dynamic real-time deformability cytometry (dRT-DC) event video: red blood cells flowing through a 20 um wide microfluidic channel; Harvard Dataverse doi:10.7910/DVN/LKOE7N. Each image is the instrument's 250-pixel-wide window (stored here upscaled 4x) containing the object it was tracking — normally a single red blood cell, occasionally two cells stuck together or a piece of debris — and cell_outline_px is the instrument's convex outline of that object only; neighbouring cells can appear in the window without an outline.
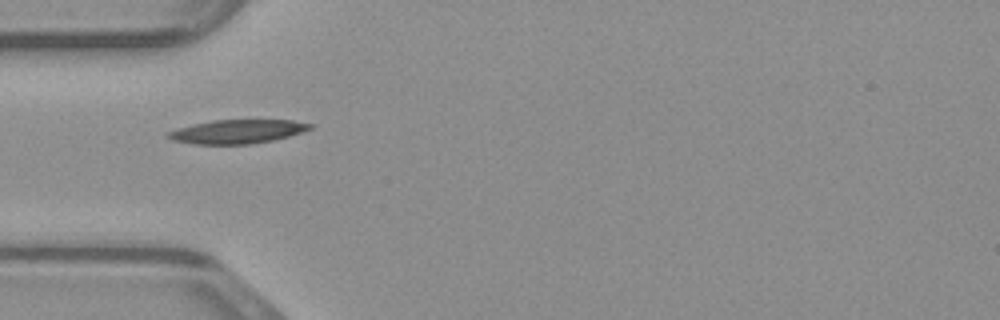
{"species": "common noctule bat (a hibernating species)", "species_latin": "Nyctalus noctula", "temperature_condition": "warm", "stored_images_in_passage": 26, "camera_frame_rate_fps": 3000, "um_per_image_px": 0.085, "animal": {"sex": "male", "body_mass_g": 23.1, "forearm_length_mm": 52.7}, "frame": {"image": 1, "passage_image": 1, "time_ms": 0.0, "image_size_px": [1000, 320], "cell_outline_px": [[316, 124], [312, 128], [288, 136], [272, 140], [248, 144], [196, 144], [172, 140], [164, 136], [168, 132], [176, 128], [192, 124], [212, 120], [292, 120]], "centroid_in_image_um": [20.14, 11.17], "position_along_channel_um": 64.9, "area_um2": 19.71}}
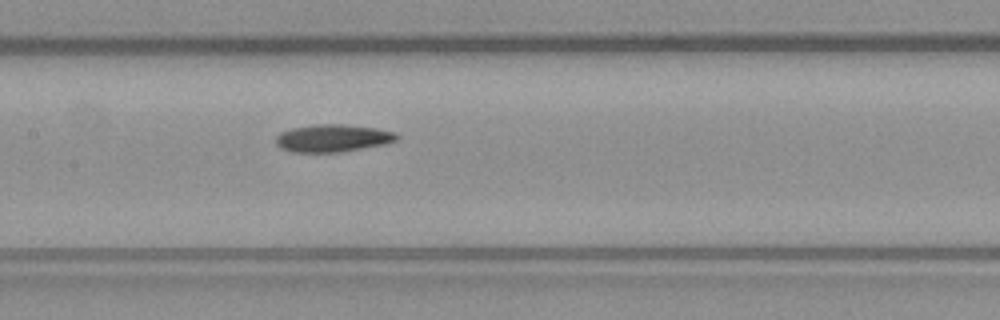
{"frame": {"image": 2, "passage_image": 9, "time_ms": 2.667, "image_size_px": [1000, 320], "cell_outline_px": [[400, 136], [396, 140], [388, 144], [344, 152], [292, 152], [280, 148], [276, 144], [276, 136], [280, 132], [292, 128], [316, 124], [340, 124], [376, 128], [396, 132]], "centroid_in_image_um": [28.31, 11.75], "position_along_channel_um": 179.1, "area_um2": 19.65}}
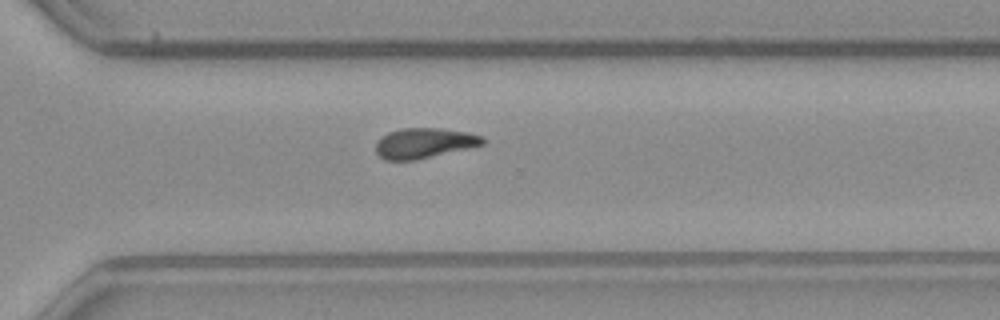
{"frame": {"image": 3, "passage_image": 20, "time_ms": 6.333, "image_size_px": [1000, 320], "cell_outline_px": [[484, 144], [468, 148], [416, 160], [384, 160], [376, 152], [376, 140], [380, 136], [388, 132], [400, 128], [440, 128], [468, 132], [484, 136]], "centroid_in_image_um": [36.03, 12.15], "position_along_channel_um": 334.6, "area_um2": 18.96}}